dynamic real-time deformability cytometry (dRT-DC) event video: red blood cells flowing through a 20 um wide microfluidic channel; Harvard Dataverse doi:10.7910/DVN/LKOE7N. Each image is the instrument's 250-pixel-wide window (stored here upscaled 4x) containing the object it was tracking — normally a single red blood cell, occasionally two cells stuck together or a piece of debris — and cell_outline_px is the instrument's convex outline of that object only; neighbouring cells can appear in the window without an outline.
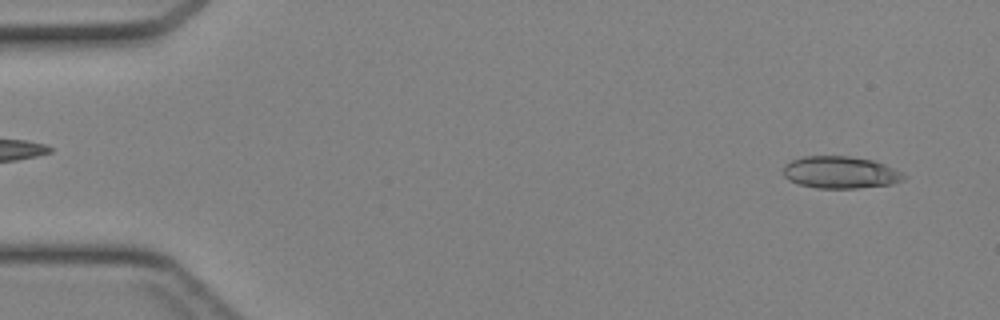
{"species": "Egyptian fruit bat (a non-hibernating species)", "species_latin": "Rousettus aegyptiacus", "temperature_condition": "cold", "stored_images_in_passage": 42, "camera_frame_rate_fps": 3000, "um_per_image_px": 0.085, "animal": {"sex": "female"}, "frame": {"image": 1, "passage_image": 1, "time_ms": 0.0, "image_size_px": [1000, 320], "cell_outline_px": [[908, 176], [904, 180], [892, 184], [856, 188], [816, 188], [800, 184], [788, 180], [784, 176], [784, 164], [792, 160], [804, 156], [848, 156], [872, 160], [896, 168], [904, 172]], "centroid_in_image_um": [71.48, 14.65], "position_along_channel_um": 13.5, "area_um2": 22.72}}
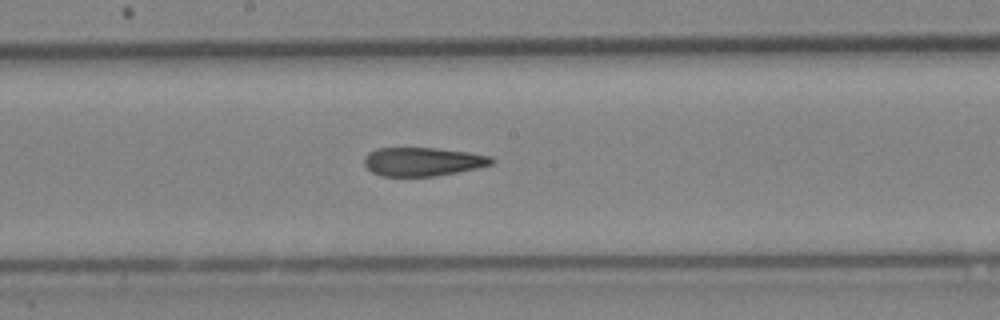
{"frame": {"image": 2, "passage_image": 22, "time_ms": 7.0, "image_size_px": [1000, 320], "cell_outline_px": [[496, 160], [492, 164], [476, 168], [436, 176], [380, 176], [372, 172], [364, 164], [364, 156], [368, 152], [376, 148], [436, 148], [468, 152], [492, 156]], "centroid_in_image_um": [35.92, 13.73], "position_along_channel_um": 212.3, "area_um2": 21.33}}
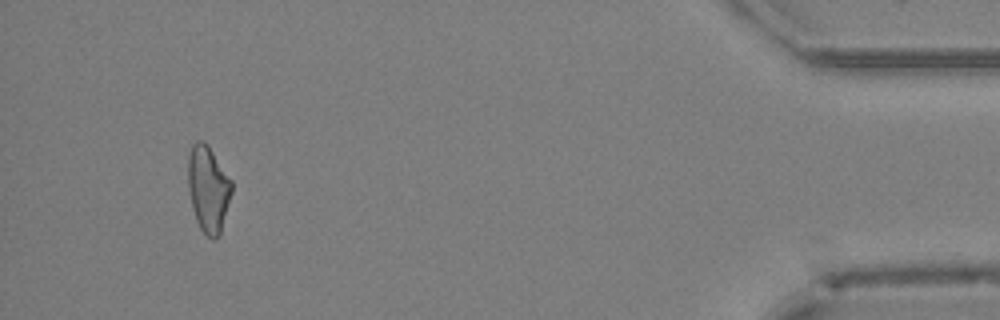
{"frame": {"image": 3, "passage_image": 40, "time_ms": 13.0, "image_size_px": [1000, 320], "cell_outline_px": [[232, 192], [220, 236], [216, 240], [212, 240], [200, 228], [196, 220], [192, 208], [188, 188], [188, 156], [192, 144], [196, 140], [204, 140], [208, 144], [232, 180]], "centroid_in_image_um": [17.7, 16.05], "position_along_channel_um": 417.5, "area_um2": 22.31}}